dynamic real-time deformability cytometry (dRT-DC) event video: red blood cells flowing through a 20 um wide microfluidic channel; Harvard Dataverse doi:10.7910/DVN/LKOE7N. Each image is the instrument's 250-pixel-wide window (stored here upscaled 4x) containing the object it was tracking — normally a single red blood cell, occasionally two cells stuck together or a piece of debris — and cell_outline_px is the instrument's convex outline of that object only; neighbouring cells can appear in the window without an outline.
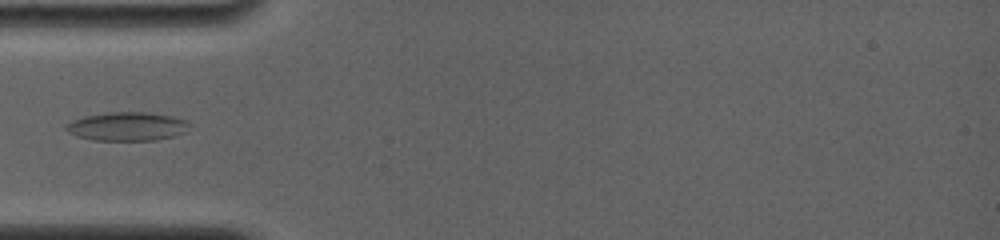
{"species": "common noctule bat (a hibernating species)", "species_latin": "Nyctalus noctula", "temperature_condition": "room temperature", "stored_images_in_passage": 66, "camera_frame_rate_fps": 4000, "um_per_image_px": 0.085, "animal": {"sex": "female", "body_mass_g": 19.0, "forearm_length_mm": 56.7}, "frame": {"image": 1, "passage_image": 1, "time_ms": 0.0, "image_size_px": [1000, 240], "cell_outline_px": [[188, 132], [176, 136], [156, 140], [92, 140], [76, 136], [68, 132], [64, 128], [72, 120], [84, 116], [108, 112], [148, 112], [172, 116], [188, 120]], "centroid_in_image_um": [10.84, 10.75], "position_along_channel_um": 74.2, "area_um2": 20.81}}
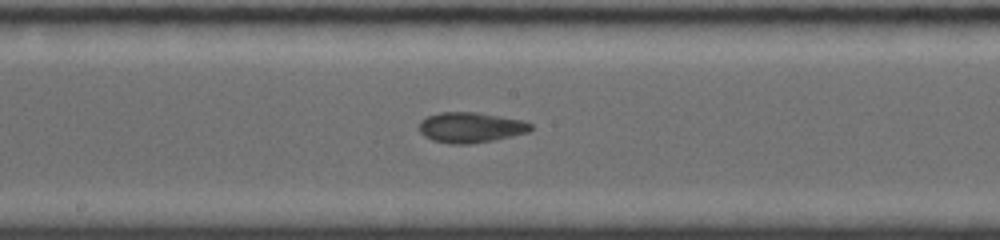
{"frame": {"image": 2, "passage_image": 31, "time_ms": 3.5, "image_size_px": [1000, 240], "cell_outline_px": [[532, 128], [528, 132], [512, 136], [472, 144], [448, 144], [432, 140], [424, 136], [420, 132], [420, 120], [428, 116], [440, 112], [476, 112], [524, 120], [532, 124]], "centroid_in_image_um": [40.0, 10.83], "position_along_channel_um": 208.2, "area_um2": 19.83}}
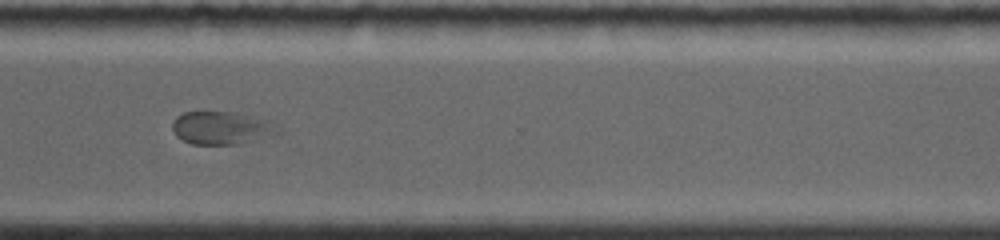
{"frame": {"image": 3, "passage_image": 65, "time_ms": 7.25, "image_size_px": [1000, 240], "cell_outline_px": [[280, 132], [236, 144], [192, 144], [176, 136], [172, 128], [172, 120], [176, 116], [184, 112], [236, 112], [264, 120]], "centroid_in_image_um": [18.68, 10.86], "position_along_channel_um": 351.9, "area_um2": 19.54}}